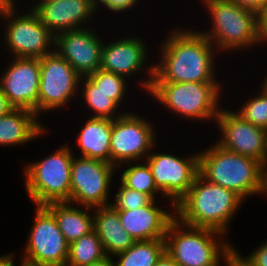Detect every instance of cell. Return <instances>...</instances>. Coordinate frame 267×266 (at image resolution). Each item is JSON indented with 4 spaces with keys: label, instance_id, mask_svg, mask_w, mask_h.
<instances>
[{
    "label": "cell",
    "instance_id": "1",
    "mask_svg": "<svg viewBox=\"0 0 267 266\" xmlns=\"http://www.w3.org/2000/svg\"><path fill=\"white\" fill-rule=\"evenodd\" d=\"M163 45V60L150 68V81L143 87L150 90L152 82H215L211 42L201 33L175 31Z\"/></svg>",
    "mask_w": 267,
    "mask_h": 266
},
{
    "label": "cell",
    "instance_id": "2",
    "mask_svg": "<svg viewBox=\"0 0 267 266\" xmlns=\"http://www.w3.org/2000/svg\"><path fill=\"white\" fill-rule=\"evenodd\" d=\"M241 201L243 199L234 191L210 183L198 174L175 209L184 225L224 233Z\"/></svg>",
    "mask_w": 267,
    "mask_h": 266
},
{
    "label": "cell",
    "instance_id": "3",
    "mask_svg": "<svg viewBox=\"0 0 267 266\" xmlns=\"http://www.w3.org/2000/svg\"><path fill=\"white\" fill-rule=\"evenodd\" d=\"M205 151L198 153V172L205 180L234 191L242 199L265 191L266 169L260 161L231 152L219 144Z\"/></svg>",
    "mask_w": 267,
    "mask_h": 266
},
{
    "label": "cell",
    "instance_id": "4",
    "mask_svg": "<svg viewBox=\"0 0 267 266\" xmlns=\"http://www.w3.org/2000/svg\"><path fill=\"white\" fill-rule=\"evenodd\" d=\"M181 224L177 217L174 218L164 239L166 252L179 266H218L221 254L225 259L235 250L224 241L219 244L215 241L213 236L221 232L187 225L185 227L189 230L184 232L179 229Z\"/></svg>",
    "mask_w": 267,
    "mask_h": 266
},
{
    "label": "cell",
    "instance_id": "5",
    "mask_svg": "<svg viewBox=\"0 0 267 266\" xmlns=\"http://www.w3.org/2000/svg\"><path fill=\"white\" fill-rule=\"evenodd\" d=\"M62 147L47 158L26 168V190L37 206L52 202H70L73 156Z\"/></svg>",
    "mask_w": 267,
    "mask_h": 266
},
{
    "label": "cell",
    "instance_id": "6",
    "mask_svg": "<svg viewBox=\"0 0 267 266\" xmlns=\"http://www.w3.org/2000/svg\"><path fill=\"white\" fill-rule=\"evenodd\" d=\"M219 86L217 82H152L149 92L172 111L184 117L205 120L219 114Z\"/></svg>",
    "mask_w": 267,
    "mask_h": 266
},
{
    "label": "cell",
    "instance_id": "7",
    "mask_svg": "<svg viewBox=\"0 0 267 266\" xmlns=\"http://www.w3.org/2000/svg\"><path fill=\"white\" fill-rule=\"evenodd\" d=\"M205 3L214 26L212 32L201 34L210 42L214 38L219 48L228 50L258 42V15L254 12L228 0H205Z\"/></svg>",
    "mask_w": 267,
    "mask_h": 266
},
{
    "label": "cell",
    "instance_id": "8",
    "mask_svg": "<svg viewBox=\"0 0 267 266\" xmlns=\"http://www.w3.org/2000/svg\"><path fill=\"white\" fill-rule=\"evenodd\" d=\"M78 158L72 160L70 203L78 202L87 210L110 205L107 198L115 165L92 158Z\"/></svg>",
    "mask_w": 267,
    "mask_h": 266
},
{
    "label": "cell",
    "instance_id": "9",
    "mask_svg": "<svg viewBox=\"0 0 267 266\" xmlns=\"http://www.w3.org/2000/svg\"><path fill=\"white\" fill-rule=\"evenodd\" d=\"M37 207L24 259L46 266H66L69 244L54 215L45 206Z\"/></svg>",
    "mask_w": 267,
    "mask_h": 266
},
{
    "label": "cell",
    "instance_id": "10",
    "mask_svg": "<svg viewBox=\"0 0 267 266\" xmlns=\"http://www.w3.org/2000/svg\"><path fill=\"white\" fill-rule=\"evenodd\" d=\"M81 78L54 50L40 58L38 113L65 105L77 90Z\"/></svg>",
    "mask_w": 267,
    "mask_h": 266
},
{
    "label": "cell",
    "instance_id": "11",
    "mask_svg": "<svg viewBox=\"0 0 267 266\" xmlns=\"http://www.w3.org/2000/svg\"><path fill=\"white\" fill-rule=\"evenodd\" d=\"M157 188L163 196H170L173 207L188 193L199 174V155L187 160L169 154H151L146 157Z\"/></svg>",
    "mask_w": 267,
    "mask_h": 266
},
{
    "label": "cell",
    "instance_id": "12",
    "mask_svg": "<svg viewBox=\"0 0 267 266\" xmlns=\"http://www.w3.org/2000/svg\"><path fill=\"white\" fill-rule=\"evenodd\" d=\"M125 114L113 119L110 138L112 165L120 164L121 161L129 164L130 160H139L155 141L153 127L145 119Z\"/></svg>",
    "mask_w": 267,
    "mask_h": 266
},
{
    "label": "cell",
    "instance_id": "13",
    "mask_svg": "<svg viewBox=\"0 0 267 266\" xmlns=\"http://www.w3.org/2000/svg\"><path fill=\"white\" fill-rule=\"evenodd\" d=\"M2 75L0 88L14 108H23L38 115L40 58L15 57Z\"/></svg>",
    "mask_w": 267,
    "mask_h": 266
},
{
    "label": "cell",
    "instance_id": "14",
    "mask_svg": "<svg viewBox=\"0 0 267 266\" xmlns=\"http://www.w3.org/2000/svg\"><path fill=\"white\" fill-rule=\"evenodd\" d=\"M223 133L217 144L231 152L260 161L265 167L266 130L244 120L236 112L219 110L215 119Z\"/></svg>",
    "mask_w": 267,
    "mask_h": 266
},
{
    "label": "cell",
    "instance_id": "15",
    "mask_svg": "<svg viewBox=\"0 0 267 266\" xmlns=\"http://www.w3.org/2000/svg\"><path fill=\"white\" fill-rule=\"evenodd\" d=\"M54 45L82 79L100 69L103 45L91 30L80 28L56 34Z\"/></svg>",
    "mask_w": 267,
    "mask_h": 266
},
{
    "label": "cell",
    "instance_id": "16",
    "mask_svg": "<svg viewBox=\"0 0 267 266\" xmlns=\"http://www.w3.org/2000/svg\"><path fill=\"white\" fill-rule=\"evenodd\" d=\"M9 21L5 39L16 57L42 58L52 52L46 50L50 43H55V35L33 9L30 14Z\"/></svg>",
    "mask_w": 267,
    "mask_h": 266
},
{
    "label": "cell",
    "instance_id": "17",
    "mask_svg": "<svg viewBox=\"0 0 267 266\" xmlns=\"http://www.w3.org/2000/svg\"><path fill=\"white\" fill-rule=\"evenodd\" d=\"M96 8V0L41 1L33 10L40 21L56 36L64 31L79 29L78 25L90 18ZM60 31V32H59Z\"/></svg>",
    "mask_w": 267,
    "mask_h": 266
},
{
    "label": "cell",
    "instance_id": "18",
    "mask_svg": "<svg viewBox=\"0 0 267 266\" xmlns=\"http://www.w3.org/2000/svg\"><path fill=\"white\" fill-rule=\"evenodd\" d=\"M154 202L132 210H118L122 226L136 241L165 239L167 228L175 218Z\"/></svg>",
    "mask_w": 267,
    "mask_h": 266
},
{
    "label": "cell",
    "instance_id": "19",
    "mask_svg": "<svg viewBox=\"0 0 267 266\" xmlns=\"http://www.w3.org/2000/svg\"><path fill=\"white\" fill-rule=\"evenodd\" d=\"M145 45L139 39L129 38L103 45L100 69L127 76L136 73L144 64Z\"/></svg>",
    "mask_w": 267,
    "mask_h": 266
},
{
    "label": "cell",
    "instance_id": "20",
    "mask_svg": "<svg viewBox=\"0 0 267 266\" xmlns=\"http://www.w3.org/2000/svg\"><path fill=\"white\" fill-rule=\"evenodd\" d=\"M94 230L107 256L117 255L133 246L136 240L122 226L118 210L111 205L96 207Z\"/></svg>",
    "mask_w": 267,
    "mask_h": 266
},
{
    "label": "cell",
    "instance_id": "21",
    "mask_svg": "<svg viewBox=\"0 0 267 266\" xmlns=\"http://www.w3.org/2000/svg\"><path fill=\"white\" fill-rule=\"evenodd\" d=\"M36 113L28 109L14 108L0 118V145L23 144L41 135L44 128L40 125Z\"/></svg>",
    "mask_w": 267,
    "mask_h": 266
},
{
    "label": "cell",
    "instance_id": "22",
    "mask_svg": "<svg viewBox=\"0 0 267 266\" xmlns=\"http://www.w3.org/2000/svg\"><path fill=\"white\" fill-rule=\"evenodd\" d=\"M113 119L92 117L78 135L82 157L111 163L110 138Z\"/></svg>",
    "mask_w": 267,
    "mask_h": 266
},
{
    "label": "cell",
    "instance_id": "23",
    "mask_svg": "<svg viewBox=\"0 0 267 266\" xmlns=\"http://www.w3.org/2000/svg\"><path fill=\"white\" fill-rule=\"evenodd\" d=\"M52 202L45 207L54 215L60 231L70 245L94 230V218L84 210L67 206L69 202Z\"/></svg>",
    "mask_w": 267,
    "mask_h": 266
},
{
    "label": "cell",
    "instance_id": "24",
    "mask_svg": "<svg viewBox=\"0 0 267 266\" xmlns=\"http://www.w3.org/2000/svg\"><path fill=\"white\" fill-rule=\"evenodd\" d=\"M107 257L95 230L69 245L66 266H88Z\"/></svg>",
    "mask_w": 267,
    "mask_h": 266
},
{
    "label": "cell",
    "instance_id": "25",
    "mask_svg": "<svg viewBox=\"0 0 267 266\" xmlns=\"http://www.w3.org/2000/svg\"><path fill=\"white\" fill-rule=\"evenodd\" d=\"M165 251V240L136 241L119 256V262L115 266H155L158 258Z\"/></svg>",
    "mask_w": 267,
    "mask_h": 266
},
{
    "label": "cell",
    "instance_id": "26",
    "mask_svg": "<svg viewBox=\"0 0 267 266\" xmlns=\"http://www.w3.org/2000/svg\"><path fill=\"white\" fill-rule=\"evenodd\" d=\"M121 183L130 189L149 195L153 200L155 191H160L147 163L127 168L121 176Z\"/></svg>",
    "mask_w": 267,
    "mask_h": 266
},
{
    "label": "cell",
    "instance_id": "27",
    "mask_svg": "<svg viewBox=\"0 0 267 266\" xmlns=\"http://www.w3.org/2000/svg\"><path fill=\"white\" fill-rule=\"evenodd\" d=\"M84 86L83 97L85 102L97 113V115L93 117L114 119L113 112H115L118 105L109 97V95L101 91L100 88L88 77H85Z\"/></svg>",
    "mask_w": 267,
    "mask_h": 266
},
{
    "label": "cell",
    "instance_id": "28",
    "mask_svg": "<svg viewBox=\"0 0 267 266\" xmlns=\"http://www.w3.org/2000/svg\"><path fill=\"white\" fill-rule=\"evenodd\" d=\"M125 76L102 69L97 70L88 78L117 104L121 102L125 93Z\"/></svg>",
    "mask_w": 267,
    "mask_h": 266
},
{
    "label": "cell",
    "instance_id": "29",
    "mask_svg": "<svg viewBox=\"0 0 267 266\" xmlns=\"http://www.w3.org/2000/svg\"><path fill=\"white\" fill-rule=\"evenodd\" d=\"M262 95L249 100L243 108L237 112L244 120L254 126L267 129V92L262 89Z\"/></svg>",
    "mask_w": 267,
    "mask_h": 266
},
{
    "label": "cell",
    "instance_id": "30",
    "mask_svg": "<svg viewBox=\"0 0 267 266\" xmlns=\"http://www.w3.org/2000/svg\"><path fill=\"white\" fill-rule=\"evenodd\" d=\"M152 201L149 195L130 189L122 183L116 194L115 203L110 205L115 210H132L149 205Z\"/></svg>",
    "mask_w": 267,
    "mask_h": 266
},
{
    "label": "cell",
    "instance_id": "31",
    "mask_svg": "<svg viewBox=\"0 0 267 266\" xmlns=\"http://www.w3.org/2000/svg\"><path fill=\"white\" fill-rule=\"evenodd\" d=\"M242 261L247 266H267V242Z\"/></svg>",
    "mask_w": 267,
    "mask_h": 266
},
{
    "label": "cell",
    "instance_id": "32",
    "mask_svg": "<svg viewBox=\"0 0 267 266\" xmlns=\"http://www.w3.org/2000/svg\"><path fill=\"white\" fill-rule=\"evenodd\" d=\"M259 15L267 6V0H228Z\"/></svg>",
    "mask_w": 267,
    "mask_h": 266
},
{
    "label": "cell",
    "instance_id": "33",
    "mask_svg": "<svg viewBox=\"0 0 267 266\" xmlns=\"http://www.w3.org/2000/svg\"><path fill=\"white\" fill-rule=\"evenodd\" d=\"M97 1L104 4L109 10L116 12L130 9L137 2V0H96V6L99 4Z\"/></svg>",
    "mask_w": 267,
    "mask_h": 266
},
{
    "label": "cell",
    "instance_id": "34",
    "mask_svg": "<svg viewBox=\"0 0 267 266\" xmlns=\"http://www.w3.org/2000/svg\"><path fill=\"white\" fill-rule=\"evenodd\" d=\"M262 39L267 41V6L258 15V42Z\"/></svg>",
    "mask_w": 267,
    "mask_h": 266
},
{
    "label": "cell",
    "instance_id": "35",
    "mask_svg": "<svg viewBox=\"0 0 267 266\" xmlns=\"http://www.w3.org/2000/svg\"><path fill=\"white\" fill-rule=\"evenodd\" d=\"M14 107L9 103L8 98L0 88V118L8 114Z\"/></svg>",
    "mask_w": 267,
    "mask_h": 266
},
{
    "label": "cell",
    "instance_id": "36",
    "mask_svg": "<svg viewBox=\"0 0 267 266\" xmlns=\"http://www.w3.org/2000/svg\"><path fill=\"white\" fill-rule=\"evenodd\" d=\"M155 266H179L172 257L166 252V250L162 253V255L158 258Z\"/></svg>",
    "mask_w": 267,
    "mask_h": 266
},
{
    "label": "cell",
    "instance_id": "37",
    "mask_svg": "<svg viewBox=\"0 0 267 266\" xmlns=\"http://www.w3.org/2000/svg\"><path fill=\"white\" fill-rule=\"evenodd\" d=\"M242 257H240V254H238L235 250L230 253L226 258L225 262L228 266H240Z\"/></svg>",
    "mask_w": 267,
    "mask_h": 266
},
{
    "label": "cell",
    "instance_id": "38",
    "mask_svg": "<svg viewBox=\"0 0 267 266\" xmlns=\"http://www.w3.org/2000/svg\"><path fill=\"white\" fill-rule=\"evenodd\" d=\"M14 5L15 4H13V5H8V6H4V7H1L0 6V15L2 14V15H4L5 17H7V18H9L10 19V17L12 18V15L14 16Z\"/></svg>",
    "mask_w": 267,
    "mask_h": 266
},
{
    "label": "cell",
    "instance_id": "39",
    "mask_svg": "<svg viewBox=\"0 0 267 266\" xmlns=\"http://www.w3.org/2000/svg\"><path fill=\"white\" fill-rule=\"evenodd\" d=\"M88 266H115V263L112 261L110 256H107L103 260L94 262Z\"/></svg>",
    "mask_w": 267,
    "mask_h": 266
},
{
    "label": "cell",
    "instance_id": "40",
    "mask_svg": "<svg viewBox=\"0 0 267 266\" xmlns=\"http://www.w3.org/2000/svg\"><path fill=\"white\" fill-rule=\"evenodd\" d=\"M13 255L0 256V266H14Z\"/></svg>",
    "mask_w": 267,
    "mask_h": 266
},
{
    "label": "cell",
    "instance_id": "41",
    "mask_svg": "<svg viewBox=\"0 0 267 266\" xmlns=\"http://www.w3.org/2000/svg\"><path fill=\"white\" fill-rule=\"evenodd\" d=\"M21 266H46V265H41L39 263H34L24 259L23 262L21 263Z\"/></svg>",
    "mask_w": 267,
    "mask_h": 266
},
{
    "label": "cell",
    "instance_id": "42",
    "mask_svg": "<svg viewBox=\"0 0 267 266\" xmlns=\"http://www.w3.org/2000/svg\"><path fill=\"white\" fill-rule=\"evenodd\" d=\"M13 0H0V6L4 7V6H8V5H13Z\"/></svg>",
    "mask_w": 267,
    "mask_h": 266
},
{
    "label": "cell",
    "instance_id": "43",
    "mask_svg": "<svg viewBox=\"0 0 267 266\" xmlns=\"http://www.w3.org/2000/svg\"><path fill=\"white\" fill-rule=\"evenodd\" d=\"M266 164H267V129H266V136H265V169H267Z\"/></svg>",
    "mask_w": 267,
    "mask_h": 266
},
{
    "label": "cell",
    "instance_id": "44",
    "mask_svg": "<svg viewBox=\"0 0 267 266\" xmlns=\"http://www.w3.org/2000/svg\"><path fill=\"white\" fill-rule=\"evenodd\" d=\"M262 88L267 92V79L264 81Z\"/></svg>",
    "mask_w": 267,
    "mask_h": 266
},
{
    "label": "cell",
    "instance_id": "45",
    "mask_svg": "<svg viewBox=\"0 0 267 266\" xmlns=\"http://www.w3.org/2000/svg\"><path fill=\"white\" fill-rule=\"evenodd\" d=\"M265 192H267V170H266V183H265Z\"/></svg>",
    "mask_w": 267,
    "mask_h": 266
},
{
    "label": "cell",
    "instance_id": "46",
    "mask_svg": "<svg viewBox=\"0 0 267 266\" xmlns=\"http://www.w3.org/2000/svg\"><path fill=\"white\" fill-rule=\"evenodd\" d=\"M240 266H247L242 260Z\"/></svg>",
    "mask_w": 267,
    "mask_h": 266
}]
</instances>
